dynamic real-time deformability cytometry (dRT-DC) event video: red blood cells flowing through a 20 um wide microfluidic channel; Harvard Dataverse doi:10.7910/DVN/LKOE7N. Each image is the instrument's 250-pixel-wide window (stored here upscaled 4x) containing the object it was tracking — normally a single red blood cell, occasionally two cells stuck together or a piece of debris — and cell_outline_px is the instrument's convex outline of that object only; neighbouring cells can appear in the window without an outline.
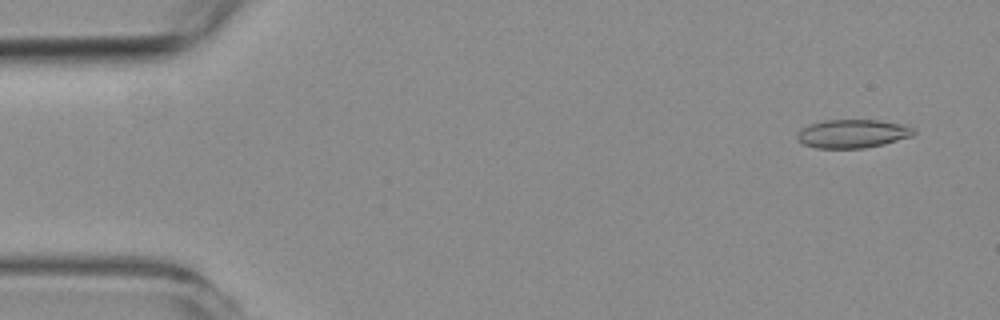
{"species": "common noctule bat (a hibernating species)", "species_latin": "Nyctalus noctula", "temperature_condition": "room temperature", "stored_images_in_passage": 14, "camera_frame_rate_fps": 3000, "um_per_image_px": 0.085, "animal": {"sex": "female", "body_mass_g": 19.3, "forearm_length_mm": 54.1}, "frame": {"image": 1, "passage_image": 3, "time_ms": 0.667, "image_size_px": [1000, 320], "cell_outline_px": [[916, 132], [912, 136], [884, 144], [864, 148], [816, 148], [804, 144], [796, 140], [796, 132], [800, 128], [808, 124], [824, 120], [880, 120], [904, 124], [916, 128]], "centroid_in_image_um": [72.45, 11.35], "position_along_channel_um": 12.5, "area_um2": 19.71}}